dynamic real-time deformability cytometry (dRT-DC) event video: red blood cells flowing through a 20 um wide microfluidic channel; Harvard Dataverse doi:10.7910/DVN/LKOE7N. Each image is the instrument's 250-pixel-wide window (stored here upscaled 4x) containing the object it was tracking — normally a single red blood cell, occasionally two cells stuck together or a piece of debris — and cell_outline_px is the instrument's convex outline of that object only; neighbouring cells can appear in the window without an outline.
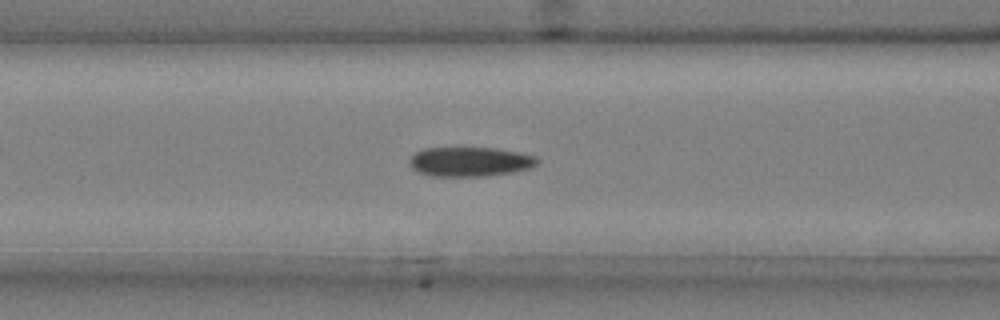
{"species": "common noctule bat (a hibernating species)", "species_latin": "Nyctalus noctula", "temperature_condition": "cold", "stored_images_in_passage": 50, "camera_frame_rate_fps": 3000, "um_per_image_px": 0.085, "animal": {"sex": "male", "body_mass_g": 20.4}, "frame": {"image": 1, "passage_image": 20, "time_ms": 6.333, "image_size_px": [1000, 320], "cell_outline_px": [[540, 160], [532, 168], [512, 172], [484, 176], [432, 176], [420, 172], [412, 168], [408, 164], [408, 160], [416, 152], [424, 148], [496, 148], [520, 152], [536, 156]], "centroid_in_image_um": [39.96, 13.74], "position_along_channel_um": 126.6, "area_um2": 22.02}}
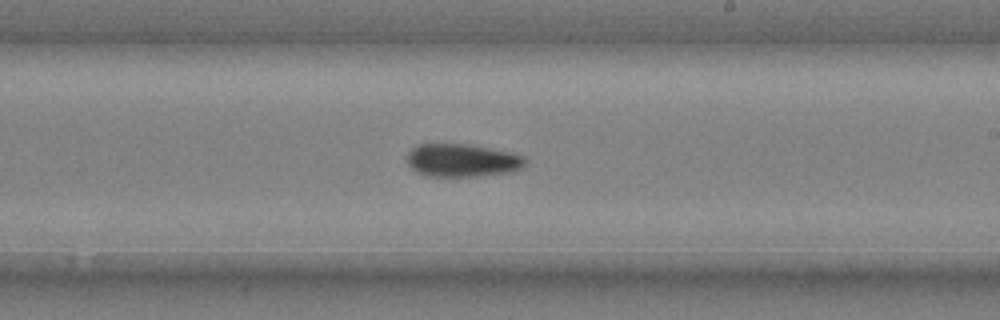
{"frame": {"image": 2, "passage_image": 30, "time_ms": 9.667, "image_size_px": [1000, 320], "cell_outline_px": [[528, 160], [520, 168], [512, 172], [480, 176], [428, 176], [416, 172], [408, 164], [408, 152], [416, 144], [468, 144], [512, 152], [524, 156]], "centroid_in_image_um": [39.3, 13.63], "position_along_channel_um": 249.7, "area_um2": 22.83}}
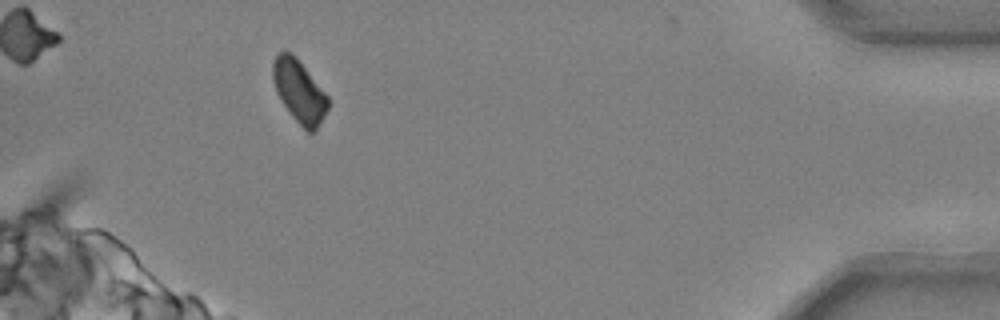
{"frame": {"image": 3, "passage_image": 47, "time_ms": 15.333, "image_size_px": [1000, 320], "cell_outline_px": [[328, 108], [316, 128], [312, 132], [308, 132], [292, 116], [276, 92], [272, 80], [272, 60], [280, 52], [292, 52], [296, 56], [328, 96]], "centroid_in_image_um": [25.41, 7.71], "position_along_channel_um": 409.8, "area_um2": 19.77}, "authors_computed_cell_mechanics": {"area_um2": 22.1374, "velocity_mm_per_s": 3.7064, "shape_relaxation_time_tau1_ms": 6.3627, "shape_relaxation_time_tau2_ms": null, "deformation_change_tau1": 0.1219, "deformation_change_tau2": null}}